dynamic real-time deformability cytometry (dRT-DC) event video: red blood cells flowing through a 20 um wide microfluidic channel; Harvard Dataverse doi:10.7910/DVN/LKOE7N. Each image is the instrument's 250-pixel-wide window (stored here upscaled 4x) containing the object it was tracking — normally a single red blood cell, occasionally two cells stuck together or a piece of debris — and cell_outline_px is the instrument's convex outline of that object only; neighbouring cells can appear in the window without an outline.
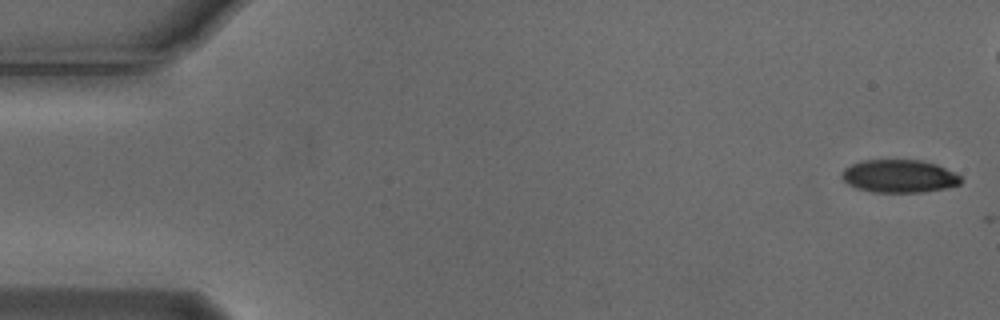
{"species": "Egyptian fruit bat (a non-hibernating species)", "species_latin": "Rousettus aegyptiacus", "temperature_condition": "cold", "stored_images_in_passage": 2, "camera_frame_rate_fps": 3000, "um_per_image_px": 0.085, "animal": {"sex": "male"}, "frame": {"image": 1, "passage_image": 1, "time_ms": 0.0, "image_size_px": [1000, 320], "cell_outline_px": [[960, 184], [944, 188], [920, 192], [872, 192], [856, 188], [848, 184], [840, 176], [840, 172], [844, 168], [852, 164], [864, 160], [920, 160], [936, 164], [960, 176]], "centroid_in_image_um": [76.36, 14.97], "position_along_channel_um": 8.6, "area_um2": 22.66}}